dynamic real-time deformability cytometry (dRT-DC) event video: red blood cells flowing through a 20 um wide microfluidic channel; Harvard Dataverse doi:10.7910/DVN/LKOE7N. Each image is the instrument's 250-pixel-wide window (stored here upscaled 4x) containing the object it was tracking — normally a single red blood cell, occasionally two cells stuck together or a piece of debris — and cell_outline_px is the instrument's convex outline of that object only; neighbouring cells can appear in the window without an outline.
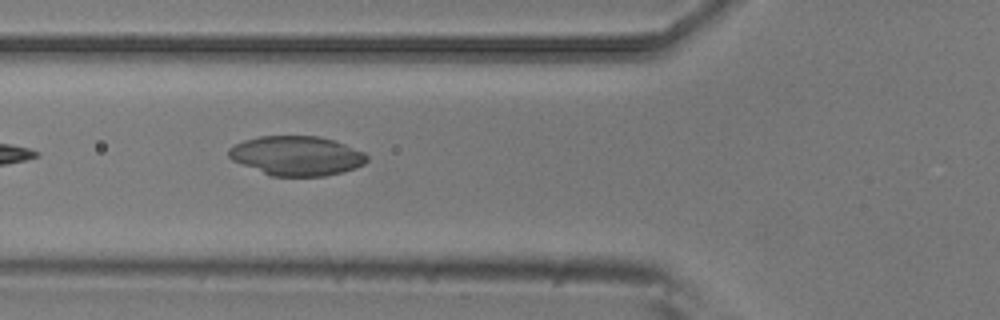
{"species": "common noctule bat (a hibernating species)", "species_latin": "Nyctalus noctula", "temperature_condition": "room temperature", "stored_images_in_passage": 14, "camera_frame_rate_fps": 3000, "um_per_image_px": 0.085, "animal": {"sex": "male", "body_mass_g": 20.5, "forearm_length_mm": 52.5}, "frame": {"image": 1, "passage_image": 5, "time_ms": 1.333, "image_size_px": [1000, 320], "cell_outline_px": [[368, 160], [364, 164], [356, 168], [344, 172], [324, 176], [272, 176], [232, 160], [228, 156], [228, 148], [244, 140], [260, 136], [320, 136], [344, 144], [364, 152], [368, 156]], "centroid_in_image_um": [25.23, 13.24], "position_along_channel_um": 100.6, "area_um2": 31.73}}
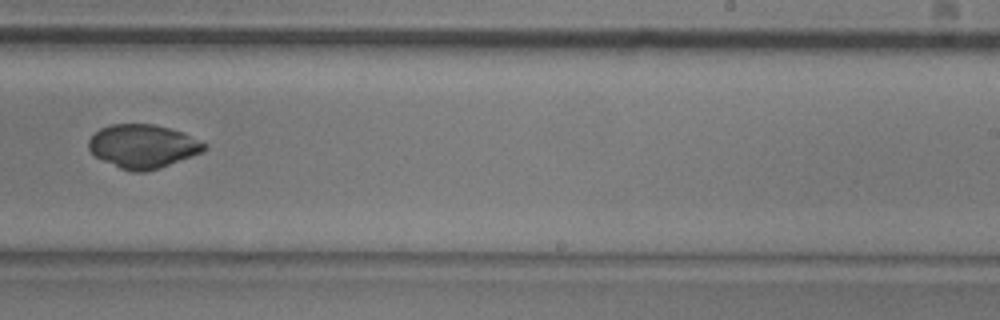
{"frame": {"image": 2, "passage_image": 9, "time_ms": 2.667, "image_size_px": [1000, 320], "cell_outline_px": [[208, 148], [204, 152], [160, 168], [144, 172], [132, 172], [120, 168], [96, 156], [88, 148], [88, 140], [100, 128], [112, 124], [152, 124], [184, 132], [208, 144]], "centroid_in_image_um": [12.2, 12.43], "position_along_channel_um": 276.8, "area_um2": 29.48}}
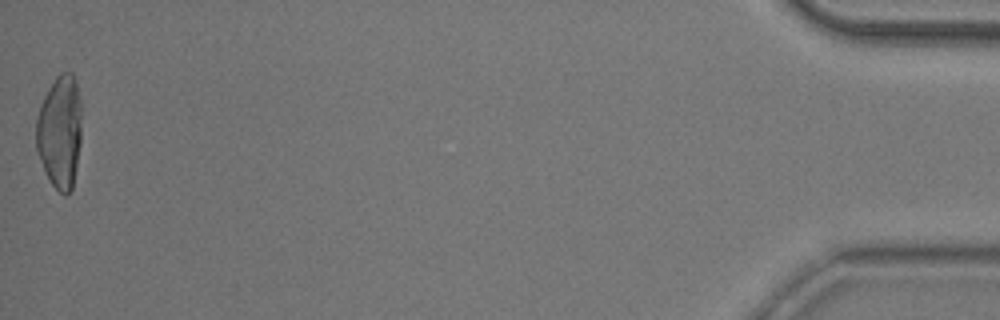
{"frame": {"image": 3, "passage_image": 14, "time_ms": 4.333, "image_size_px": [1000, 320], "cell_outline_px": [[80, 144], [72, 188], [64, 196], [52, 184], [44, 172], [36, 148], [36, 116], [40, 104], [48, 88], [56, 76], [60, 72], [72, 72], [80, 96]], "centroid_in_image_um": [5.06, 11.17], "position_along_channel_um": 430.1, "area_um2": 30.0}}